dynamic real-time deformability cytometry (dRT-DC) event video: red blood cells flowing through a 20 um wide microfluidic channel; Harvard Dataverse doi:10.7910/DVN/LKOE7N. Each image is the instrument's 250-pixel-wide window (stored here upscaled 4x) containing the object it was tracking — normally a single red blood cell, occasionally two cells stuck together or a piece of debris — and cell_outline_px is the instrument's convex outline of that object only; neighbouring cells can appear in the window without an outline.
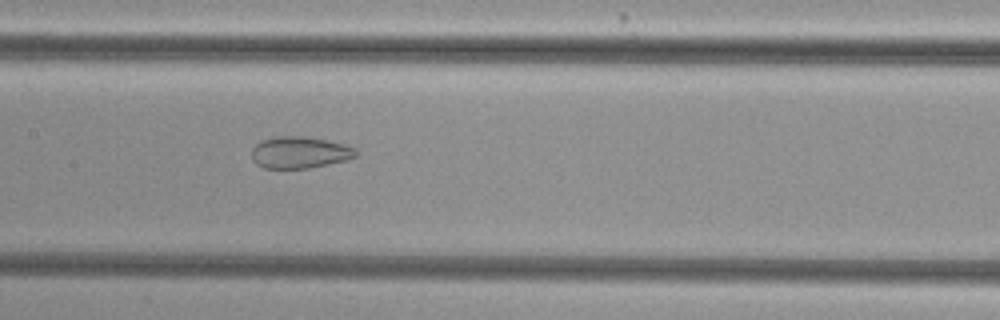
{"species": "common noctule bat (a hibernating species)", "species_latin": "Nyctalus noctula", "temperature_condition": "cold", "stored_images_in_passage": 52, "camera_frame_rate_fps": 3000, "um_per_image_px": 0.085, "animal": {"sex": "female", "body_mass_g": 29.2, "forearm_length_mm": 56.3}, "frame": {"image": 1, "passage_image": 28, "time_ms": 9.0, "image_size_px": [1000, 320], "cell_outline_px": [[356, 156], [348, 160], [308, 168], [264, 168], [256, 164], [252, 160], [252, 148], [260, 140], [276, 136], [304, 136], [344, 144], [356, 148]], "centroid_in_image_um": [25.45, 12.96], "position_along_channel_um": 182.0, "area_um2": 19.31}}
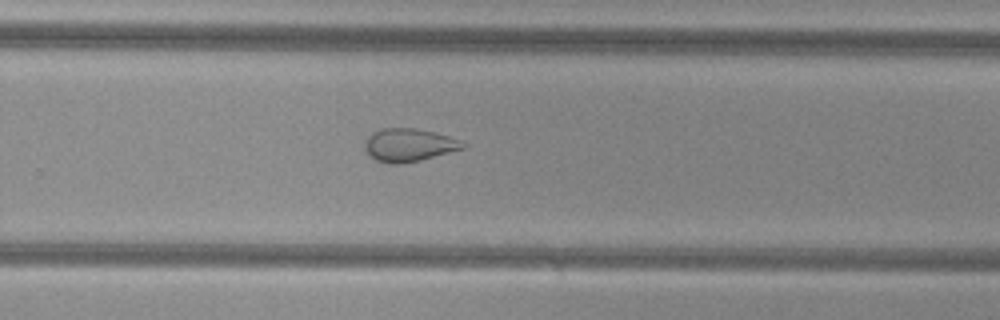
{"frame": {"image": 2, "passage_image": 37, "time_ms": 12.0, "image_size_px": [1000, 320], "cell_outline_px": [[468, 144], [464, 148], [420, 160], [400, 164], [388, 164], [376, 160], [364, 148], [364, 140], [372, 132], [384, 128], [416, 128], [448, 136], [460, 140]], "centroid_in_image_um": [34.74, 12.32], "position_along_channel_um": 295.1, "area_um2": 18.79}}
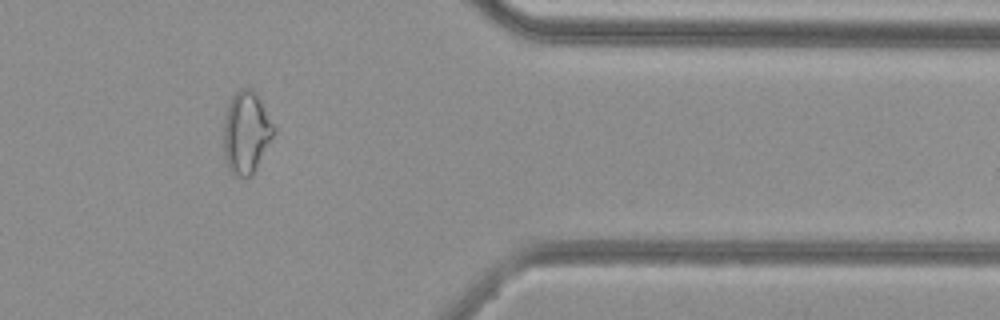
{"frame": {"image": 3, "passage_image": 46, "time_ms": 15.0, "image_size_px": [1000, 320], "cell_outline_px": [[276, 128], [256, 168], [244, 180], [232, 176], [228, 168], [224, 156], [224, 116], [228, 104], [232, 96], [240, 88], [252, 88], [256, 92]], "centroid_in_image_um": [20.9, 11.26], "position_along_channel_um": 390.5, "area_um2": 24.04}}